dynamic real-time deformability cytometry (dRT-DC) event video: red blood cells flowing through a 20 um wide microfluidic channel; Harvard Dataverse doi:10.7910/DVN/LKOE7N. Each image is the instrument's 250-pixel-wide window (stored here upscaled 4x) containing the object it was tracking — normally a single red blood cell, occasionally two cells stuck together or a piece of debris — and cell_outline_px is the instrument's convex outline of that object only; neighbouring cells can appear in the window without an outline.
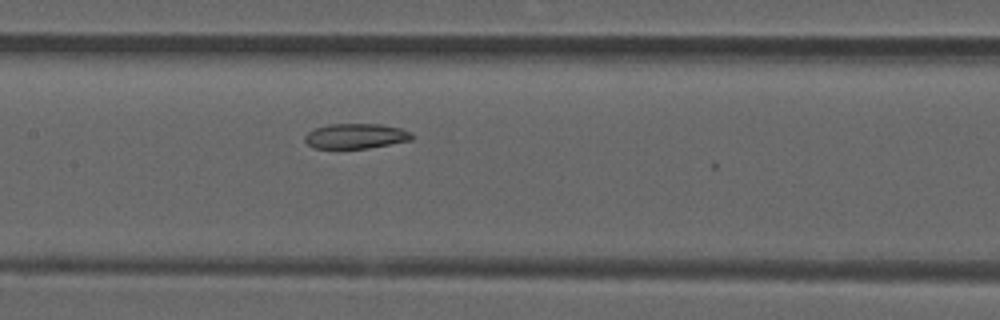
{"species": "common noctule bat (a hibernating species)", "species_latin": "Nyctalus noctula", "temperature_condition": "room temperature", "stored_images_in_passage": 17, "camera_frame_rate_fps": 3000, "um_per_image_px": 0.085, "animal": {"sex": "male", "forearm_length_mm": 52.5}, "frame": {"image": 1, "passage_image": 12, "time_ms": 3.667, "image_size_px": [1000, 320], "cell_outline_px": [[416, 136], [412, 140], [368, 148], [316, 148], [308, 144], [304, 140], [304, 136], [312, 128], [328, 124], [380, 124], [400, 128], [412, 132]], "centroid_in_image_um": [30.26, 11.56], "position_along_channel_um": 177.1, "area_um2": 15.78}}
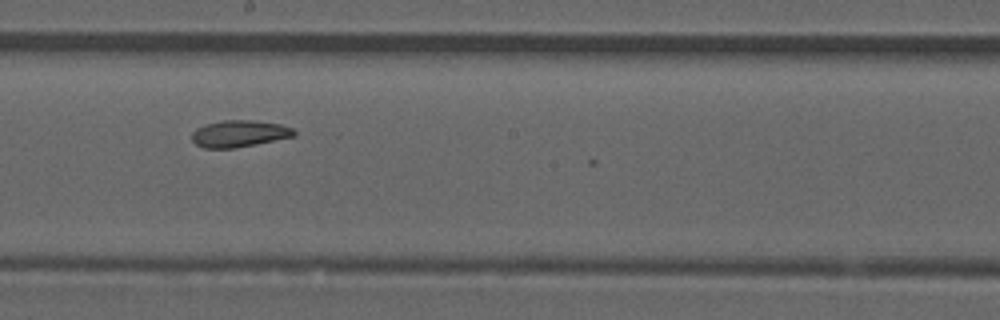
{"frame": {"image": 2, "passage_image": 16, "time_ms": 5.0, "image_size_px": [1000, 320], "cell_outline_px": [[296, 136], [236, 148], [204, 148], [196, 144], [192, 140], [192, 132], [196, 128], [208, 124], [224, 120], [252, 120], [280, 124], [292, 128], [296, 132]], "centroid_in_image_um": [20.35, 11.36], "position_along_channel_um": 227.9, "area_um2": 15.9}}